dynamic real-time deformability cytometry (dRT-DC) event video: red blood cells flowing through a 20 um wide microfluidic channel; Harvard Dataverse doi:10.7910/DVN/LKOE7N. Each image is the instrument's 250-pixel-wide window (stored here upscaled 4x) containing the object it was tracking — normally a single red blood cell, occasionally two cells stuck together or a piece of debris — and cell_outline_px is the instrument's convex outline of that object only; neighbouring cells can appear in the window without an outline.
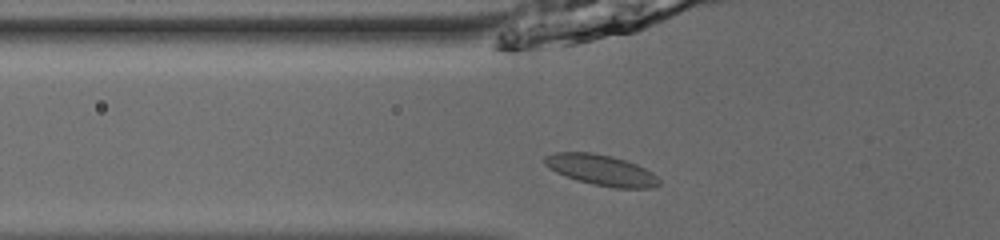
{"species": "common noctule bat (a hibernating species)", "species_latin": "Nyctalus noctula", "temperature_condition": "room temperature", "stored_images_in_passage": 36, "camera_frame_rate_fps": 3000, "um_per_image_px": 0.085, "animal": {"sex": "male", "body_mass_g": 13.0, "forearm_length_mm": 53.1}, "frame": {"image": 1, "passage_image": 3, "time_ms": 0.667, "image_size_px": [1000, 240], "cell_outline_px": [[660, 184], [652, 188], [616, 188], [592, 184], [576, 180], [556, 172], [548, 168], [544, 164], [544, 156], [556, 152], [592, 152], [612, 156], [636, 164], [652, 172], [660, 180]], "centroid_in_image_um": [51.09, 14.45], "position_along_channel_um": 74.7, "area_um2": 20.52}}
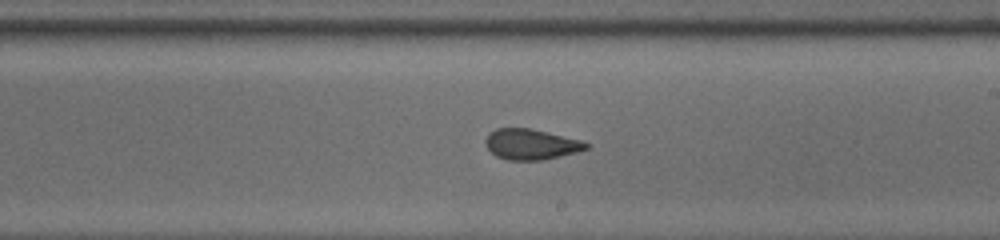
{"frame": {"image": 2, "passage_image": 16, "time_ms": 5.0, "image_size_px": [1000, 240], "cell_outline_px": [[588, 148], [576, 152], [560, 156], [540, 160], [508, 160], [496, 156], [488, 148], [484, 140], [496, 128], [528, 128], [580, 140], [588, 144]], "centroid_in_image_um": [45.11, 12.27], "position_along_channel_um": 243.9, "area_um2": 17.51}}
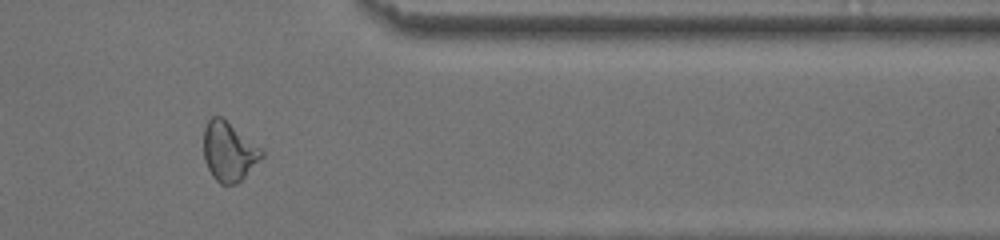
{"frame": {"image": 3, "passage_image": 28, "time_ms": 9.0, "image_size_px": [1000, 240], "cell_outline_px": [[264, 156], [236, 184], [220, 184], [212, 176], [204, 160], [204, 128], [208, 120], [212, 116], [220, 116], [260, 148], [264, 152]], "centroid_in_image_um": [19.42, 12.89], "position_along_channel_um": 392.0, "area_um2": 19.59}, "authors_computed_cell_mechanics": {"area_um2": 19.1029, "velocity_mm_per_s": 3.8807, "shape_relaxation_time_tau1_ms": null, "shape_relaxation_time_tau2_ms": 1.7675, "deformation_change_tau1": null, "deformation_change_tau2": 0.0562}}